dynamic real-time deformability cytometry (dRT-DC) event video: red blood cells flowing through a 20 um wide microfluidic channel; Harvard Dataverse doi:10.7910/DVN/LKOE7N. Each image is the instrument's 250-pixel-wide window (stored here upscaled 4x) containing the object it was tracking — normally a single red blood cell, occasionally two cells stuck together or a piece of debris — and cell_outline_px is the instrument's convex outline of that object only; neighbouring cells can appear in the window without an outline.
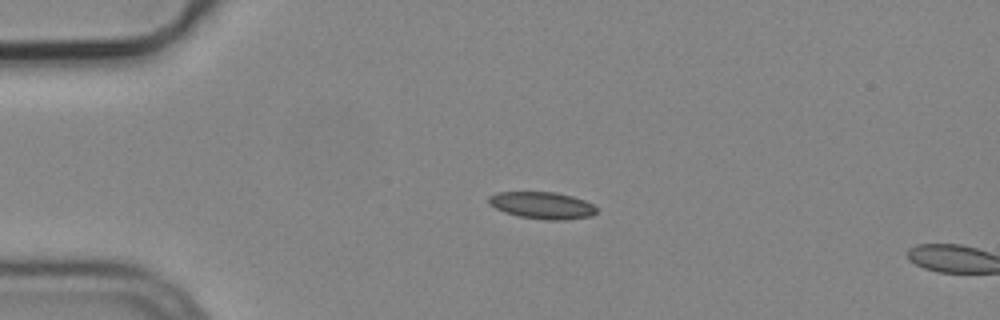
{"species": "common noctule bat (a hibernating species)", "species_latin": "Nyctalus noctula", "temperature_condition": "cold", "stored_images_in_passage": 3, "camera_frame_rate_fps": 3000, "um_per_image_px": 0.085, "animal": {"sex": "male", "body_mass_g": 19.2, "forearm_length_mm": 51.8}, "frame": {"image": 1, "passage_image": 2, "time_ms": 0.333, "image_size_px": [1000, 320], "cell_outline_px": [[596, 212], [592, 216], [564, 220], [548, 220], [520, 216], [504, 212], [488, 204], [488, 196], [496, 192], [556, 192], [572, 196], [584, 200], [592, 204], [596, 208]], "centroid_in_image_um": [46.07, 17.45], "position_along_channel_um": 38.9, "area_um2": 16.94}}